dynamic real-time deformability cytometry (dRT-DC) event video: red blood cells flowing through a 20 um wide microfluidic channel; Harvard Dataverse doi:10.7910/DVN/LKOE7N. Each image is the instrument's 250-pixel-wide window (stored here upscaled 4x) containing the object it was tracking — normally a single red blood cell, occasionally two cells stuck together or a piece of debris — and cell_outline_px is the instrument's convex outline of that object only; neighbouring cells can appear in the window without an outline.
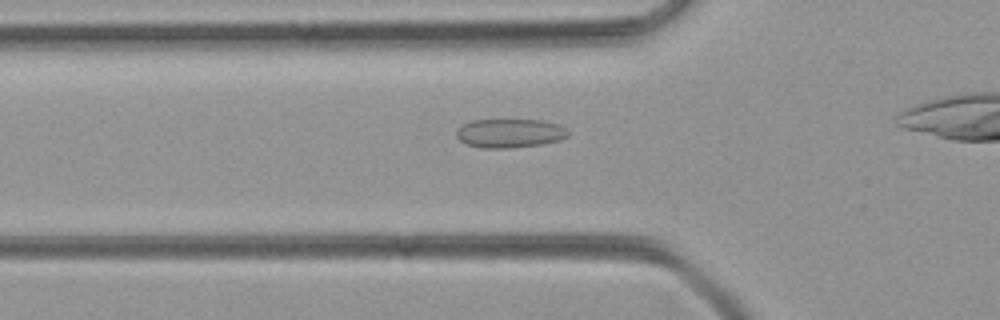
{"species": "common noctule bat (a hibernating species)", "species_latin": "Nyctalus noctula", "temperature_condition": "room temperature", "stored_images_in_passage": 35, "camera_frame_rate_fps": 3000, "um_per_image_px": 0.085, "animal": {"sex": "female", "body_mass_g": 21.9}, "frame": {"image": 1, "passage_image": 11, "time_ms": 3.333, "image_size_px": [1000, 320], "cell_outline_px": [[568, 136], [560, 140], [540, 144], [512, 148], [484, 148], [468, 144], [460, 140], [456, 136], [456, 132], [464, 124], [472, 120], [544, 120], [556, 124], [564, 128], [568, 132]], "centroid_in_image_um": [43.34, 11.32], "position_along_channel_um": 82.5, "area_um2": 18.55}}
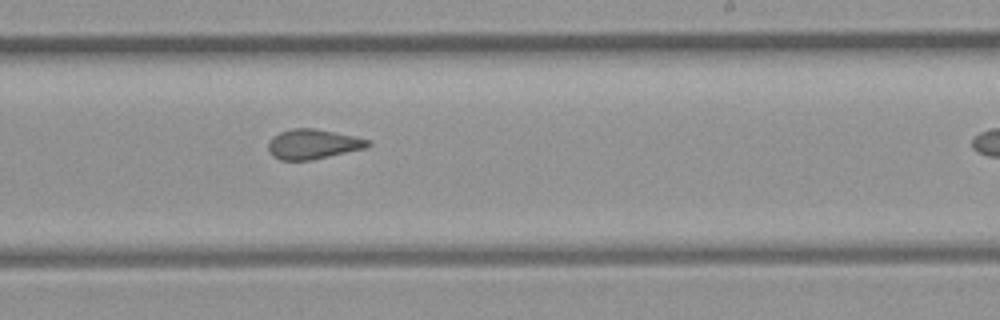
{"frame": {"image": 2, "passage_image": 24, "time_ms": 7.667, "image_size_px": [1000, 320], "cell_outline_px": [[372, 144], [368, 148], [312, 160], [280, 160], [272, 156], [268, 152], [268, 144], [280, 132], [292, 128], [316, 128], [356, 136], [372, 140]], "centroid_in_image_um": [26.68, 12.25], "position_along_channel_um": 262.3, "area_um2": 17.57}}
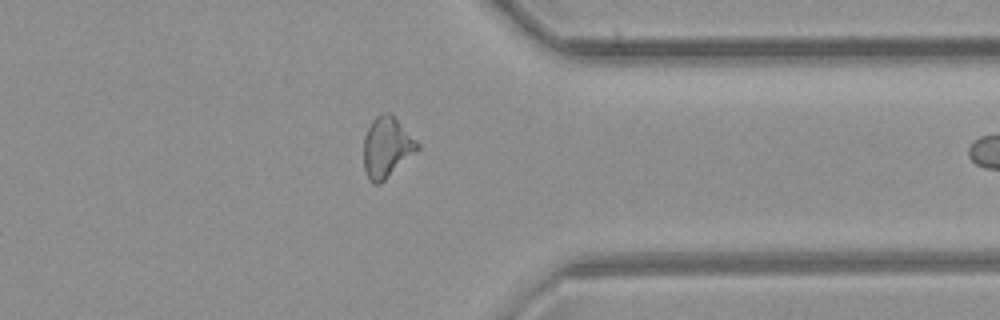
{"frame": {"image": 3, "passage_image": 33, "time_ms": 10.667, "image_size_px": [1000, 320], "cell_outline_px": [[420, 148], [380, 184], [372, 184], [368, 180], [364, 168], [364, 136], [372, 120], [376, 116], [388, 112], [420, 144]], "centroid_in_image_um": [32.85, 12.56], "position_along_channel_um": 378.6, "area_um2": 18.61}}